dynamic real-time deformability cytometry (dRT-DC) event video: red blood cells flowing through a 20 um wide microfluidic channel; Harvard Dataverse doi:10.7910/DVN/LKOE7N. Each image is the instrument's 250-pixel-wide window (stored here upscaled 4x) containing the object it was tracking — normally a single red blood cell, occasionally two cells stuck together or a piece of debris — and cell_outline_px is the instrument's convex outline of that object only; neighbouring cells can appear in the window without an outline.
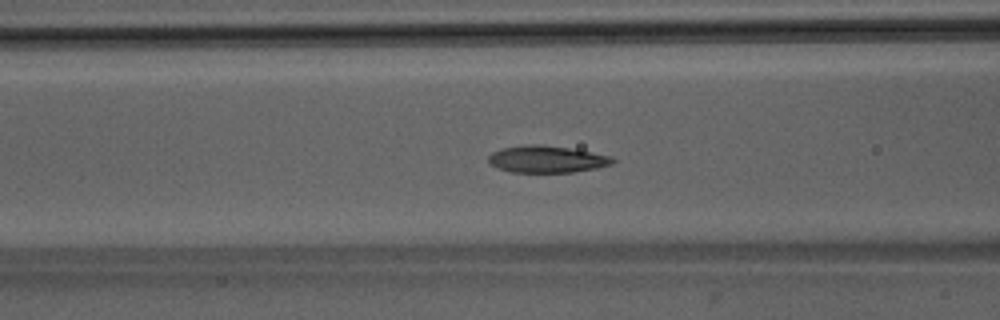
{"species": "Egyptian fruit bat (a non-hibernating species)", "species_latin": "Rousettus aegyptiacus", "temperature_condition": "room temperature", "stored_images_in_passage": 49, "camera_frame_rate_fps": 3000, "um_per_image_px": 0.085, "animal": {"sex": "male"}, "frame": {"image": 1, "passage_image": 18, "time_ms": 5.667, "image_size_px": [1000, 320], "cell_outline_px": [[616, 160], [612, 164], [596, 168], [572, 172], [512, 172], [500, 168], [492, 164], [488, 160], [488, 156], [492, 152], [504, 148], [524, 144], [544, 144], [592, 152], [612, 156]], "centroid_in_image_um": [46.51, 13.52], "position_along_channel_um": 120.1, "area_um2": 19.42}}
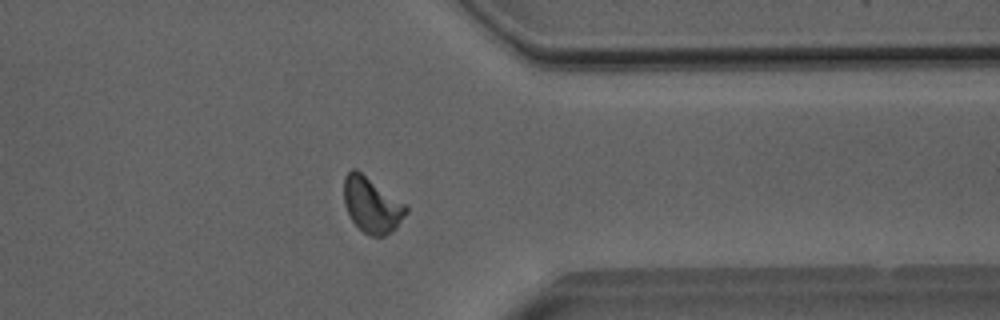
{"frame": {"image": 2, "passage_image": 38, "time_ms": 12.333, "image_size_px": [1000, 320], "cell_outline_px": [[408, 212], [396, 228], [392, 232], [384, 236], [372, 236], [364, 232], [352, 220], [344, 204], [344, 176], [352, 168], [356, 168], [408, 204]], "centroid_in_image_um": [31.64, 17.39], "position_along_channel_um": 379.8, "area_um2": 20.4}}
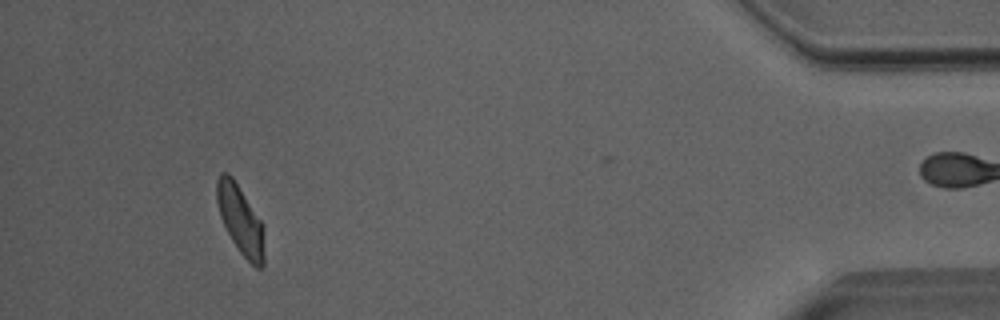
{"frame": {"image": 3, "passage_image": 45, "time_ms": 14.667, "image_size_px": [1000, 320], "cell_outline_px": [[264, 264], [260, 268], [256, 268], [240, 252], [232, 240], [220, 216], [216, 200], [216, 180], [220, 172], [228, 172], [232, 176], [264, 224]], "centroid_in_image_um": [20.44, 18.66], "position_along_channel_um": 414.8, "area_um2": 19.19}, "authors_computed_cell_mechanics": {"area_um2": 19.4208, "velocity_mm_per_s": 3.9978, "shape_relaxation_time_tau1_ms": 2.5345, "shape_relaxation_time_tau2_ms": 1.2381, "deformation_change_tau1": 0.1282, "deformation_change_tau2": 0.0754}}